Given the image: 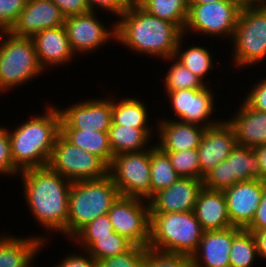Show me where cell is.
<instances>
[{
    "instance_id": "f6af8a7d",
    "label": "cell",
    "mask_w": 266,
    "mask_h": 267,
    "mask_svg": "<svg viewBox=\"0 0 266 267\" xmlns=\"http://www.w3.org/2000/svg\"><path fill=\"white\" fill-rule=\"evenodd\" d=\"M247 231L266 230V187L262 195L261 202L256 209L252 222L245 228Z\"/></svg>"
},
{
    "instance_id": "83f0119b",
    "label": "cell",
    "mask_w": 266,
    "mask_h": 267,
    "mask_svg": "<svg viewBox=\"0 0 266 267\" xmlns=\"http://www.w3.org/2000/svg\"><path fill=\"white\" fill-rule=\"evenodd\" d=\"M112 96V124L124 125L133 128H156L157 124L149 123L151 112H148L149 107L146 102H143L138 97L116 98L115 94ZM133 97V98H132ZM146 103V104H145ZM147 105V106H146ZM150 113V114H149ZM150 117V118H149Z\"/></svg>"
},
{
    "instance_id": "ee69618b",
    "label": "cell",
    "mask_w": 266,
    "mask_h": 267,
    "mask_svg": "<svg viewBox=\"0 0 266 267\" xmlns=\"http://www.w3.org/2000/svg\"><path fill=\"white\" fill-rule=\"evenodd\" d=\"M65 17L80 15L90 11L86 0H51Z\"/></svg>"
},
{
    "instance_id": "4316f807",
    "label": "cell",
    "mask_w": 266,
    "mask_h": 267,
    "mask_svg": "<svg viewBox=\"0 0 266 267\" xmlns=\"http://www.w3.org/2000/svg\"><path fill=\"white\" fill-rule=\"evenodd\" d=\"M187 37V35L183 34L179 39L174 57L194 75L199 77L206 85H210V82L209 84L207 82L208 77L206 76H209V74L211 75L212 72L210 71L214 72V70H216L214 66H216V68L219 66L215 63L218 64L220 62H214L216 61L212 56L214 52L209 50V47L207 48L205 45L200 46L199 44H190L189 46L185 41L189 39ZM185 43L187 46H184Z\"/></svg>"
},
{
    "instance_id": "e575fe53",
    "label": "cell",
    "mask_w": 266,
    "mask_h": 267,
    "mask_svg": "<svg viewBox=\"0 0 266 267\" xmlns=\"http://www.w3.org/2000/svg\"><path fill=\"white\" fill-rule=\"evenodd\" d=\"M114 232L108 214L101 215L82 227L69 241L79 250L86 251L95 241L96 237L109 236Z\"/></svg>"
},
{
    "instance_id": "cb8c5ba5",
    "label": "cell",
    "mask_w": 266,
    "mask_h": 267,
    "mask_svg": "<svg viewBox=\"0 0 266 267\" xmlns=\"http://www.w3.org/2000/svg\"><path fill=\"white\" fill-rule=\"evenodd\" d=\"M240 102L225 119L235 133L237 145L254 148L266 144V113L249 107L242 99Z\"/></svg>"
},
{
    "instance_id": "f546056e",
    "label": "cell",
    "mask_w": 266,
    "mask_h": 267,
    "mask_svg": "<svg viewBox=\"0 0 266 267\" xmlns=\"http://www.w3.org/2000/svg\"><path fill=\"white\" fill-rule=\"evenodd\" d=\"M150 198L158 191L170 187L180 176L174 170L168 155L154 144L150 147Z\"/></svg>"
},
{
    "instance_id": "4dcf8cb0",
    "label": "cell",
    "mask_w": 266,
    "mask_h": 267,
    "mask_svg": "<svg viewBox=\"0 0 266 267\" xmlns=\"http://www.w3.org/2000/svg\"><path fill=\"white\" fill-rule=\"evenodd\" d=\"M137 3L149 14L184 30L188 17V0H139Z\"/></svg>"
},
{
    "instance_id": "7a4b0ae2",
    "label": "cell",
    "mask_w": 266,
    "mask_h": 267,
    "mask_svg": "<svg viewBox=\"0 0 266 267\" xmlns=\"http://www.w3.org/2000/svg\"><path fill=\"white\" fill-rule=\"evenodd\" d=\"M115 19V44L138 56L155 57L161 61L175 55L183 35L176 24L149 14L137 2H131L128 9Z\"/></svg>"
},
{
    "instance_id": "2e32d148",
    "label": "cell",
    "mask_w": 266,
    "mask_h": 267,
    "mask_svg": "<svg viewBox=\"0 0 266 267\" xmlns=\"http://www.w3.org/2000/svg\"><path fill=\"white\" fill-rule=\"evenodd\" d=\"M265 187L266 181L254 179L237 182L223 190L232 226L245 229L252 222Z\"/></svg>"
},
{
    "instance_id": "6da1fadb",
    "label": "cell",
    "mask_w": 266,
    "mask_h": 267,
    "mask_svg": "<svg viewBox=\"0 0 266 267\" xmlns=\"http://www.w3.org/2000/svg\"><path fill=\"white\" fill-rule=\"evenodd\" d=\"M18 177H22L21 187L27 210L33 220L45 230L43 248L46 249V244L52 243L51 239L56 237V233L67 237L68 202L72 182L49 166L24 170Z\"/></svg>"
},
{
    "instance_id": "30bf717a",
    "label": "cell",
    "mask_w": 266,
    "mask_h": 267,
    "mask_svg": "<svg viewBox=\"0 0 266 267\" xmlns=\"http://www.w3.org/2000/svg\"><path fill=\"white\" fill-rule=\"evenodd\" d=\"M108 175L124 197L150 199V148L113 156Z\"/></svg>"
},
{
    "instance_id": "484cf974",
    "label": "cell",
    "mask_w": 266,
    "mask_h": 267,
    "mask_svg": "<svg viewBox=\"0 0 266 267\" xmlns=\"http://www.w3.org/2000/svg\"><path fill=\"white\" fill-rule=\"evenodd\" d=\"M156 129L111 124L108 136L113 156L149 149L154 144L152 141Z\"/></svg>"
},
{
    "instance_id": "8fae6325",
    "label": "cell",
    "mask_w": 266,
    "mask_h": 267,
    "mask_svg": "<svg viewBox=\"0 0 266 267\" xmlns=\"http://www.w3.org/2000/svg\"><path fill=\"white\" fill-rule=\"evenodd\" d=\"M211 87V85L205 86L203 89H181L177 91H171L166 94L165 98H168L170 102L169 112L172 113V119L163 115L159 119H170L179 120L181 122L193 123L200 125L204 128L215 126L220 123L224 117L221 119H215L213 115L218 111L216 108L218 105L216 98L217 94ZM213 90V91H212ZM216 98V99H215ZM216 103V104H215ZM214 119V120H213Z\"/></svg>"
},
{
    "instance_id": "d4e9b609",
    "label": "cell",
    "mask_w": 266,
    "mask_h": 267,
    "mask_svg": "<svg viewBox=\"0 0 266 267\" xmlns=\"http://www.w3.org/2000/svg\"><path fill=\"white\" fill-rule=\"evenodd\" d=\"M193 212L204 231L232 227L223 191L203 187L199 191Z\"/></svg>"
},
{
    "instance_id": "603a6c76",
    "label": "cell",
    "mask_w": 266,
    "mask_h": 267,
    "mask_svg": "<svg viewBox=\"0 0 266 267\" xmlns=\"http://www.w3.org/2000/svg\"><path fill=\"white\" fill-rule=\"evenodd\" d=\"M9 234L0 233V267H35L33 263L43 250L44 232L29 236Z\"/></svg>"
},
{
    "instance_id": "74e56055",
    "label": "cell",
    "mask_w": 266,
    "mask_h": 267,
    "mask_svg": "<svg viewBox=\"0 0 266 267\" xmlns=\"http://www.w3.org/2000/svg\"><path fill=\"white\" fill-rule=\"evenodd\" d=\"M146 247L134 245L124 254L97 261L98 267H142Z\"/></svg>"
},
{
    "instance_id": "c3c4849f",
    "label": "cell",
    "mask_w": 266,
    "mask_h": 267,
    "mask_svg": "<svg viewBox=\"0 0 266 267\" xmlns=\"http://www.w3.org/2000/svg\"><path fill=\"white\" fill-rule=\"evenodd\" d=\"M240 8L266 7V0H233Z\"/></svg>"
},
{
    "instance_id": "ab89813d",
    "label": "cell",
    "mask_w": 266,
    "mask_h": 267,
    "mask_svg": "<svg viewBox=\"0 0 266 267\" xmlns=\"http://www.w3.org/2000/svg\"><path fill=\"white\" fill-rule=\"evenodd\" d=\"M28 0H0V32L9 31Z\"/></svg>"
},
{
    "instance_id": "8992f818",
    "label": "cell",
    "mask_w": 266,
    "mask_h": 267,
    "mask_svg": "<svg viewBox=\"0 0 266 267\" xmlns=\"http://www.w3.org/2000/svg\"><path fill=\"white\" fill-rule=\"evenodd\" d=\"M193 211L184 213H150L148 247L171 253L192 256L203 236Z\"/></svg>"
},
{
    "instance_id": "1f68e13d",
    "label": "cell",
    "mask_w": 266,
    "mask_h": 267,
    "mask_svg": "<svg viewBox=\"0 0 266 267\" xmlns=\"http://www.w3.org/2000/svg\"><path fill=\"white\" fill-rule=\"evenodd\" d=\"M170 62L169 68H166L167 73L164 76V93L181 89H203L207 86L199 77L188 70L174 56L164 59L162 62ZM172 62V63H171Z\"/></svg>"
},
{
    "instance_id": "ac0fdd59",
    "label": "cell",
    "mask_w": 266,
    "mask_h": 267,
    "mask_svg": "<svg viewBox=\"0 0 266 267\" xmlns=\"http://www.w3.org/2000/svg\"><path fill=\"white\" fill-rule=\"evenodd\" d=\"M203 180L180 177L170 187L161 189L148 201L150 213H184L194 211Z\"/></svg>"
},
{
    "instance_id": "ba28073f",
    "label": "cell",
    "mask_w": 266,
    "mask_h": 267,
    "mask_svg": "<svg viewBox=\"0 0 266 267\" xmlns=\"http://www.w3.org/2000/svg\"><path fill=\"white\" fill-rule=\"evenodd\" d=\"M188 17L184 35H201L217 40L230 41L233 37L235 27L241 8L233 0H221L213 3L188 5ZM191 32V34H190ZM222 37V38H221Z\"/></svg>"
},
{
    "instance_id": "d590c367",
    "label": "cell",
    "mask_w": 266,
    "mask_h": 267,
    "mask_svg": "<svg viewBox=\"0 0 266 267\" xmlns=\"http://www.w3.org/2000/svg\"><path fill=\"white\" fill-rule=\"evenodd\" d=\"M164 153L168 155L174 170L180 177L200 179V162L197 148Z\"/></svg>"
},
{
    "instance_id": "52a82bcc",
    "label": "cell",
    "mask_w": 266,
    "mask_h": 267,
    "mask_svg": "<svg viewBox=\"0 0 266 267\" xmlns=\"http://www.w3.org/2000/svg\"><path fill=\"white\" fill-rule=\"evenodd\" d=\"M230 42V67L247 71L254 65L262 66L266 60V7L241 8Z\"/></svg>"
},
{
    "instance_id": "44dd1931",
    "label": "cell",
    "mask_w": 266,
    "mask_h": 267,
    "mask_svg": "<svg viewBox=\"0 0 266 267\" xmlns=\"http://www.w3.org/2000/svg\"><path fill=\"white\" fill-rule=\"evenodd\" d=\"M42 69L62 68L71 64L76 55L72 52L64 26L44 29L32 37Z\"/></svg>"
},
{
    "instance_id": "ffe728a7",
    "label": "cell",
    "mask_w": 266,
    "mask_h": 267,
    "mask_svg": "<svg viewBox=\"0 0 266 267\" xmlns=\"http://www.w3.org/2000/svg\"><path fill=\"white\" fill-rule=\"evenodd\" d=\"M242 228L204 231L197 250L190 257L191 267H230L233 238Z\"/></svg>"
},
{
    "instance_id": "60d3db41",
    "label": "cell",
    "mask_w": 266,
    "mask_h": 267,
    "mask_svg": "<svg viewBox=\"0 0 266 267\" xmlns=\"http://www.w3.org/2000/svg\"><path fill=\"white\" fill-rule=\"evenodd\" d=\"M258 78L251 83V88L249 87L246 95H244L243 101L251 108L256 109L261 112L266 113V77ZM251 89V90H250Z\"/></svg>"
},
{
    "instance_id": "b9f144b4",
    "label": "cell",
    "mask_w": 266,
    "mask_h": 267,
    "mask_svg": "<svg viewBox=\"0 0 266 267\" xmlns=\"http://www.w3.org/2000/svg\"><path fill=\"white\" fill-rule=\"evenodd\" d=\"M86 2L90 11L98 12L97 10H100V13L106 11L116 17L122 15L131 3L130 0H86Z\"/></svg>"
},
{
    "instance_id": "d6a6232c",
    "label": "cell",
    "mask_w": 266,
    "mask_h": 267,
    "mask_svg": "<svg viewBox=\"0 0 266 267\" xmlns=\"http://www.w3.org/2000/svg\"><path fill=\"white\" fill-rule=\"evenodd\" d=\"M230 250V267H253L259 259L254 236L245 229L233 238Z\"/></svg>"
},
{
    "instance_id": "bcb514c9",
    "label": "cell",
    "mask_w": 266,
    "mask_h": 267,
    "mask_svg": "<svg viewBox=\"0 0 266 267\" xmlns=\"http://www.w3.org/2000/svg\"><path fill=\"white\" fill-rule=\"evenodd\" d=\"M252 232L257 250H258V256L259 260L266 261V230L263 231H249Z\"/></svg>"
},
{
    "instance_id": "5bb4252c",
    "label": "cell",
    "mask_w": 266,
    "mask_h": 267,
    "mask_svg": "<svg viewBox=\"0 0 266 267\" xmlns=\"http://www.w3.org/2000/svg\"><path fill=\"white\" fill-rule=\"evenodd\" d=\"M254 179H260L257 155L253 148L237 145L204 177L203 187L223 191L237 182Z\"/></svg>"
},
{
    "instance_id": "5b68a950",
    "label": "cell",
    "mask_w": 266,
    "mask_h": 267,
    "mask_svg": "<svg viewBox=\"0 0 266 267\" xmlns=\"http://www.w3.org/2000/svg\"><path fill=\"white\" fill-rule=\"evenodd\" d=\"M44 72L32 37L0 32V95L35 81Z\"/></svg>"
},
{
    "instance_id": "7402d4cb",
    "label": "cell",
    "mask_w": 266,
    "mask_h": 267,
    "mask_svg": "<svg viewBox=\"0 0 266 267\" xmlns=\"http://www.w3.org/2000/svg\"><path fill=\"white\" fill-rule=\"evenodd\" d=\"M156 119L155 145L162 152H178L198 148L206 128L179 120ZM158 119V120H157ZM158 137V138H157Z\"/></svg>"
},
{
    "instance_id": "f35d334b",
    "label": "cell",
    "mask_w": 266,
    "mask_h": 267,
    "mask_svg": "<svg viewBox=\"0 0 266 267\" xmlns=\"http://www.w3.org/2000/svg\"><path fill=\"white\" fill-rule=\"evenodd\" d=\"M5 126L0 125V176L17 177L20 171L12 161L10 138Z\"/></svg>"
},
{
    "instance_id": "3957f363",
    "label": "cell",
    "mask_w": 266,
    "mask_h": 267,
    "mask_svg": "<svg viewBox=\"0 0 266 267\" xmlns=\"http://www.w3.org/2000/svg\"><path fill=\"white\" fill-rule=\"evenodd\" d=\"M44 108L43 113L30 116L31 118L14 125V128L6 126L12 161L20 172L49 164L60 134L61 115L57 105L48 102Z\"/></svg>"
},
{
    "instance_id": "9c48e42d",
    "label": "cell",
    "mask_w": 266,
    "mask_h": 267,
    "mask_svg": "<svg viewBox=\"0 0 266 267\" xmlns=\"http://www.w3.org/2000/svg\"><path fill=\"white\" fill-rule=\"evenodd\" d=\"M48 166L71 182L108 175V165L101 158L71 144L61 134L56 139Z\"/></svg>"
},
{
    "instance_id": "e0dca14e",
    "label": "cell",
    "mask_w": 266,
    "mask_h": 267,
    "mask_svg": "<svg viewBox=\"0 0 266 267\" xmlns=\"http://www.w3.org/2000/svg\"><path fill=\"white\" fill-rule=\"evenodd\" d=\"M236 146L235 133L225 119L215 126L207 127L197 148L200 180L220 162L226 160Z\"/></svg>"
},
{
    "instance_id": "f1b7e54d",
    "label": "cell",
    "mask_w": 266,
    "mask_h": 267,
    "mask_svg": "<svg viewBox=\"0 0 266 267\" xmlns=\"http://www.w3.org/2000/svg\"><path fill=\"white\" fill-rule=\"evenodd\" d=\"M60 134L71 144L98 156L110 165L113 153L108 131L60 130Z\"/></svg>"
},
{
    "instance_id": "277c9868",
    "label": "cell",
    "mask_w": 266,
    "mask_h": 267,
    "mask_svg": "<svg viewBox=\"0 0 266 267\" xmlns=\"http://www.w3.org/2000/svg\"><path fill=\"white\" fill-rule=\"evenodd\" d=\"M120 196L109 175L101 179L72 182L65 240H70L87 223L107 214Z\"/></svg>"
},
{
    "instance_id": "d6986e66",
    "label": "cell",
    "mask_w": 266,
    "mask_h": 267,
    "mask_svg": "<svg viewBox=\"0 0 266 267\" xmlns=\"http://www.w3.org/2000/svg\"><path fill=\"white\" fill-rule=\"evenodd\" d=\"M65 19L51 0H28L9 32L18 37H33L44 29L64 26Z\"/></svg>"
},
{
    "instance_id": "7bdbcfd3",
    "label": "cell",
    "mask_w": 266,
    "mask_h": 267,
    "mask_svg": "<svg viewBox=\"0 0 266 267\" xmlns=\"http://www.w3.org/2000/svg\"><path fill=\"white\" fill-rule=\"evenodd\" d=\"M76 250L77 248L71 251L72 253L69 251V253L53 267H98L97 261L86 251L79 250L80 252H75Z\"/></svg>"
},
{
    "instance_id": "f907efd6",
    "label": "cell",
    "mask_w": 266,
    "mask_h": 267,
    "mask_svg": "<svg viewBox=\"0 0 266 267\" xmlns=\"http://www.w3.org/2000/svg\"><path fill=\"white\" fill-rule=\"evenodd\" d=\"M131 2H138L139 0H130Z\"/></svg>"
},
{
    "instance_id": "681fc988",
    "label": "cell",
    "mask_w": 266,
    "mask_h": 267,
    "mask_svg": "<svg viewBox=\"0 0 266 267\" xmlns=\"http://www.w3.org/2000/svg\"><path fill=\"white\" fill-rule=\"evenodd\" d=\"M216 1H221V0H188V5L207 4V3H213Z\"/></svg>"
},
{
    "instance_id": "8d00e7d4",
    "label": "cell",
    "mask_w": 266,
    "mask_h": 267,
    "mask_svg": "<svg viewBox=\"0 0 266 267\" xmlns=\"http://www.w3.org/2000/svg\"><path fill=\"white\" fill-rule=\"evenodd\" d=\"M142 267H191L190 256L146 247Z\"/></svg>"
},
{
    "instance_id": "836d02e7",
    "label": "cell",
    "mask_w": 266,
    "mask_h": 267,
    "mask_svg": "<svg viewBox=\"0 0 266 267\" xmlns=\"http://www.w3.org/2000/svg\"><path fill=\"white\" fill-rule=\"evenodd\" d=\"M133 246L134 244L126 237L114 231L110 233L109 236L96 237V241L86 252L96 261H99L108 257L124 254Z\"/></svg>"
},
{
    "instance_id": "4fadbf2b",
    "label": "cell",
    "mask_w": 266,
    "mask_h": 267,
    "mask_svg": "<svg viewBox=\"0 0 266 267\" xmlns=\"http://www.w3.org/2000/svg\"><path fill=\"white\" fill-rule=\"evenodd\" d=\"M113 230L134 245L148 247L150 241L149 201L120 196L107 213Z\"/></svg>"
},
{
    "instance_id": "9a60e30c",
    "label": "cell",
    "mask_w": 266,
    "mask_h": 267,
    "mask_svg": "<svg viewBox=\"0 0 266 267\" xmlns=\"http://www.w3.org/2000/svg\"><path fill=\"white\" fill-rule=\"evenodd\" d=\"M107 96V97H106ZM82 99L58 109L61 115L60 130L108 131L112 124V97Z\"/></svg>"
},
{
    "instance_id": "7c38bea8",
    "label": "cell",
    "mask_w": 266,
    "mask_h": 267,
    "mask_svg": "<svg viewBox=\"0 0 266 267\" xmlns=\"http://www.w3.org/2000/svg\"><path fill=\"white\" fill-rule=\"evenodd\" d=\"M98 15H100L99 12L89 11L66 17L64 27L70 48L76 56H89L88 53H95L108 42L110 44L112 41V45L116 42V21L113 20L108 26L101 17L99 19Z\"/></svg>"
},
{
    "instance_id": "7dc6e473",
    "label": "cell",
    "mask_w": 266,
    "mask_h": 267,
    "mask_svg": "<svg viewBox=\"0 0 266 267\" xmlns=\"http://www.w3.org/2000/svg\"><path fill=\"white\" fill-rule=\"evenodd\" d=\"M259 164L260 180L266 181V144L253 148Z\"/></svg>"
}]
</instances>
